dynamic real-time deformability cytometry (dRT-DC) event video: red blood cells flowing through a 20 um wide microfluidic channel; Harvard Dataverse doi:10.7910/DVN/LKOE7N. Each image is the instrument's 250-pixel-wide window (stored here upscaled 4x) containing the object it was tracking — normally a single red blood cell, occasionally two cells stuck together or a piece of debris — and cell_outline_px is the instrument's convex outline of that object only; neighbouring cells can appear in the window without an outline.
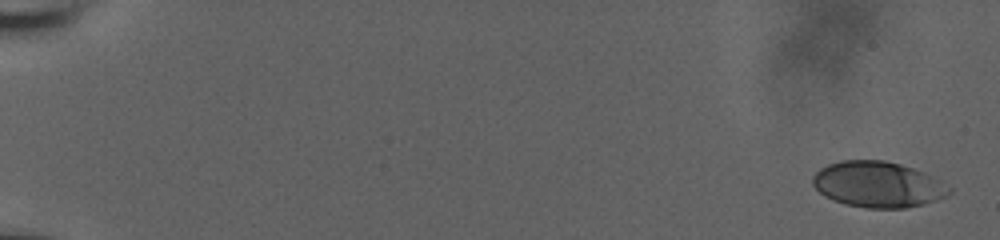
{"species": "human", "species_latin": "Homo sapiens", "temperature_condition": "room temperature", "stored_images_in_passage": 18, "camera_frame_rate_fps": 3000, "um_per_image_px": 0.085, "donor": {"sex": "male"}, "frame": {"image": 1, "passage_image": 1, "time_ms": 0.0, "image_size_px": [1000, 240], "cell_outline_px": [[952, 192], [948, 196], [936, 200], [904, 208], [868, 208], [848, 204], [832, 200], [824, 196], [812, 184], [812, 176], [820, 168], [828, 164], [840, 160], [884, 160], [900, 164], [924, 172], [940, 180], [952, 188]], "centroid_in_image_um": [74.62, 15.67], "position_along_channel_um": 10.4, "area_um2": 36.47}}
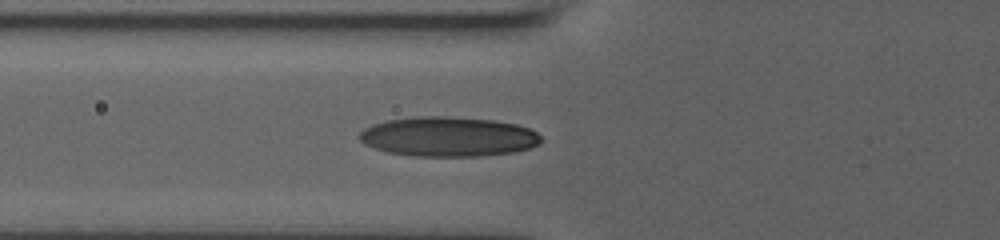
{"frame": {"image": 2, "passage_image": 11, "time_ms": 3.333, "image_size_px": [1000, 240], "cell_outline_px": [[544, 140], [540, 144], [528, 148], [512, 152], [480, 156], [412, 156], [388, 152], [364, 144], [356, 136], [364, 128], [372, 124], [388, 120], [416, 116], [448, 116], [496, 120], [516, 124], [528, 128], [536, 132]], "centroid_in_image_um": [38.09, 11.61], "position_along_channel_um": 87.7, "area_um2": 42.25}}
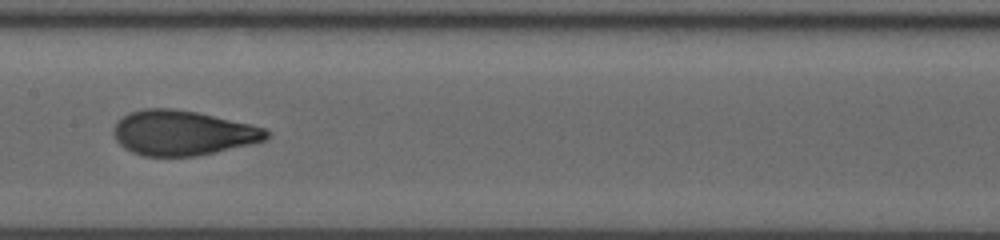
{"frame": {"image": 3, "passage_image": 16, "time_ms": 5.0, "image_size_px": [1000, 240], "cell_outline_px": [[272, 136], [264, 140], [248, 144], [196, 156], [144, 156], [132, 152], [124, 148], [116, 140], [112, 132], [112, 128], [128, 112], [144, 108], [172, 108], [196, 112], [252, 124], [264, 128], [272, 132]], "centroid_in_image_um": [15.52, 11.29], "position_along_channel_um": 191.9, "area_um2": 39.94}}